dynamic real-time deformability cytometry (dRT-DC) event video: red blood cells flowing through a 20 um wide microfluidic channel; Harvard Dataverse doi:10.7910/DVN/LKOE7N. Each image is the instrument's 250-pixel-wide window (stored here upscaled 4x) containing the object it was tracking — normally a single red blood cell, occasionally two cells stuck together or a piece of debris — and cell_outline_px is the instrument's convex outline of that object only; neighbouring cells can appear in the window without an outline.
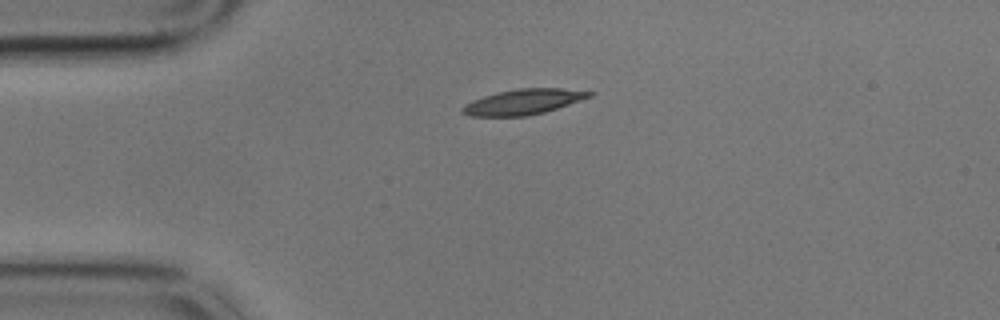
{"species": "common noctule bat (a hibernating species)", "species_latin": "Nyctalus noctula", "temperature_condition": "cold", "stored_images_in_passage": 46, "camera_frame_rate_fps": 3000, "um_per_image_px": 0.085, "animal": {"sex": "male", "body_mass_g": 17.9}, "frame": {"image": 1, "passage_image": 1, "time_ms": 0.0, "image_size_px": [1000, 320], "cell_outline_px": [[596, 92], [592, 96], [544, 112], [528, 116], [468, 116], [460, 112], [460, 108], [464, 104], [472, 100], [496, 92], [516, 88], [560, 88]], "centroid_in_image_um": [44.43, 8.65], "position_along_channel_um": 40.6, "area_um2": 18.84}}
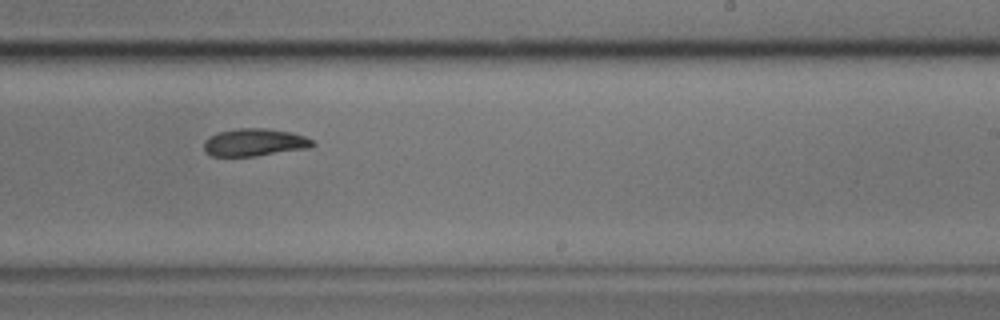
{"frame": {"image": 2, "passage_image": 23, "time_ms": 7.333, "image_size_px": [1000, 320], "cell_outline_px": [[316, 144], [308, 148], [256, 156], [212, 156], [204, 152], [204, 140], [208, 136], [220, 132], [240, 128], [268, 128], [292, 132], [304, 136], [312, 140]], "centroid_in_image_um": [21.62, 12.1], "position_along_channel_um": 267.4, "area_um2": 17.51}}
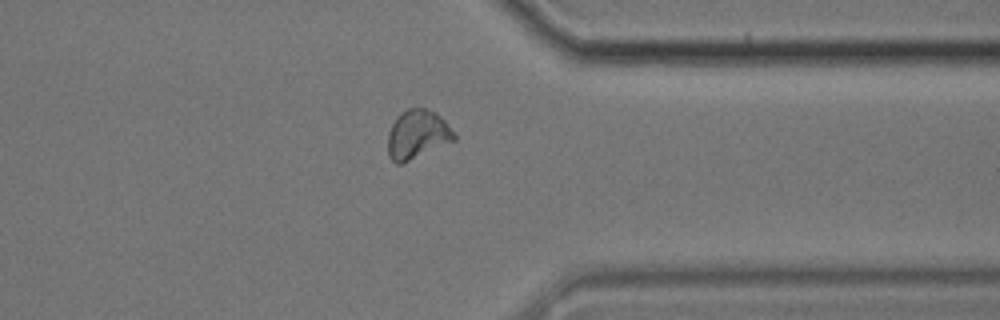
{"frame": {"image": 3, "passage_image": 33, "time_ms": 10.667, "image_size_px": [1000, 320], "cell_outline_px": [[456, 140], [400, 164], [396, 164], [388, 156], [388, 132], [396, 116], [400, 112], [408, 108], [424, 108], [440, 116], [444, 120], [456, 136]], "centroid_in_image_um": [35.44, 11.43], "position_along_channel_um": 376.0, "area_um2": 18.73}, "authors_computed_cell_mechanics": {"area_um2": 18.3515, "velocity_mm_per_s": 3.4203, "shape_relaxation_time_tau1_ms": 4.6542, "shape_relaxation_time_tau2_ms": 11.3027, "deformation_change_tau1": 0.148, "deformation_change_tau2": 0.1519}}